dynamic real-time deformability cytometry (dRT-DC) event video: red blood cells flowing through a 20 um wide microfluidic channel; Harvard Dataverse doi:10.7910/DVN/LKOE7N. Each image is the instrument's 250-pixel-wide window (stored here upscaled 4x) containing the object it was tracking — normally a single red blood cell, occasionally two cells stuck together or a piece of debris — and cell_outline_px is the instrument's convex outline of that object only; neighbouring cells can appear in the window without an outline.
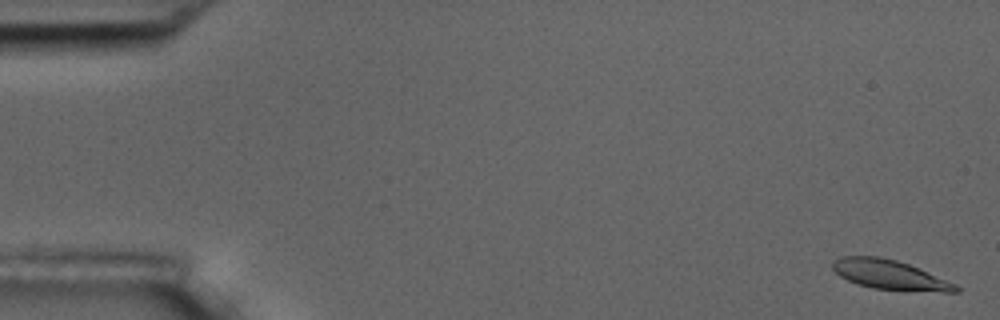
{"species": "common noctule bat (a hibernating species)", "species_latin": "Nyctalus noctula", "temperature_condition": "room temperature", "stored_images_in_passage": 5, "camera_frame_rate_fps": 3000, "um_per_image_px": 0.085, "animal": {"sex": "male", "body_mass_g": 17.5, "forearm_length_mm": 52.3}, "frame": {"image": 1, "passage_image": 1, "time_ms": 0.0, "image_size_px": [1000, 320], "cell_outline_px": [[960, 292], [944, 292], [872, 288], [856, 284], [840, 276], [832, 268], [832, 264], [836, 260], [844, 256], [880, 256], [896, 260], [908, 264], [956, 284], [960, 288]], "centroid_in_image_um": [75.63, 23.36], "position_along_channel_um": 9.4, "area_um2": 20.87}}
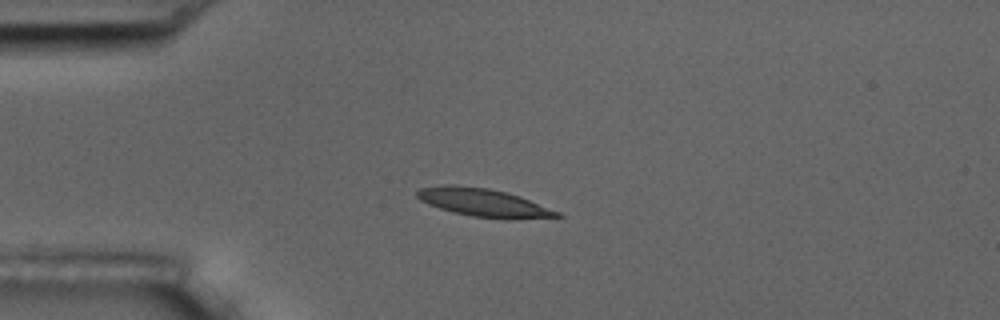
{"frame": {"image": 2, "passage_image": 5, "time_ms": 4.333, "image_size_px": [1000, 320], "cell_outline_px": [[564, 216], [512, 220], [504, 220], [472, 216], [452, 212], [428, 204], [420, 200], [416, 196], [416, 192], [420, 188], [444, 184], [452, 184], [488, 188], [520, 196], [560, 212]], "centroid_in_image_um": [41.1, 17.23], "position_along_channel_um": 43.9, "area_um2": 23.12}}